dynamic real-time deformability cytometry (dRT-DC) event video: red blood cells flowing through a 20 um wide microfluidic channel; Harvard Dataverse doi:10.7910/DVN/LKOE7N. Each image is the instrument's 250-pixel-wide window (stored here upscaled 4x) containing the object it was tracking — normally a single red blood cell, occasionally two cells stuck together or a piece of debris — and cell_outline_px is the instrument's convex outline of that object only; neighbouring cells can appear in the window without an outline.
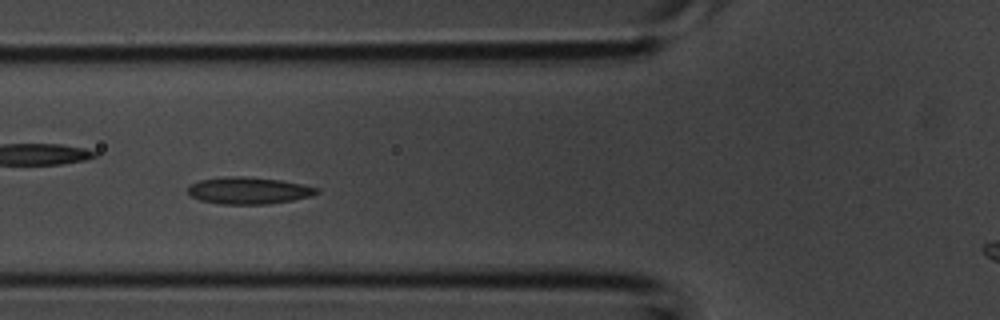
{"species": "common noctule bat (a hibernating species)", "species_latin": "Nyctalus noctula", "temperature_condition": "room temperature", "stored_images_in_passage": 33, "camera_frame_rate_fps": 3000, "um_per_image_px": 0.085, "animal": {"sex": "male", "body_mass_g": 20.1, "forearm_length_mm": 53.5}, "frame": {"image": 1, "passage_image": 10, "time_ms": 3.0, "image_size_px": [1000, 320], "cell_outline_px": [[320, 192], [312, 196], [292, 200], [268, 204], [220, 204], [200, 200], [192, 196], [188, 192], [188, 184], [200, 180], [232, 176], [240, 176], [280, 180], [320, 188]], "centroid_in_image_um": [21.14, 16.2], "position_along_channel_um": 104.7, "area_um2": 20.11}}
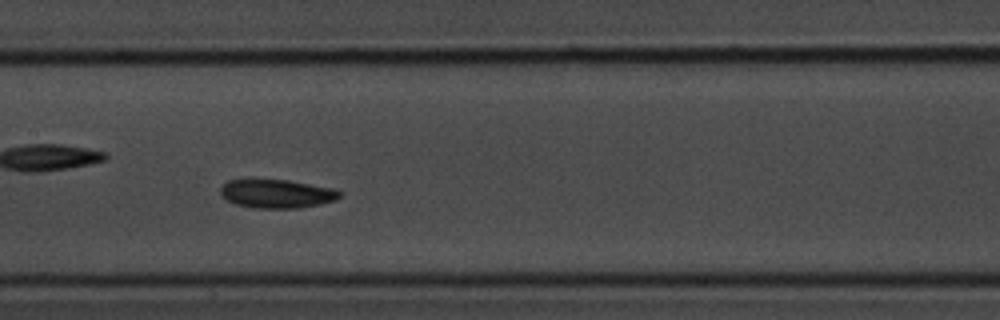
{"frame": {"image": 2, "passage_image": 15, "time_ms": 4.667, "image_size_px": [1000, 320], "cell_outline_px": [[340, 196], [336, 200], [320, 204], [296, 208], [252, 208], [236, 204], [224, 200], [220, 192], [220, 188], [228, 180], [288, 180], [332, 188], [340, 192]], "centroid_in_image_um": [23.49, 16.47], "position_along_channel_um": 183.9, "area_um2": 19.77}}